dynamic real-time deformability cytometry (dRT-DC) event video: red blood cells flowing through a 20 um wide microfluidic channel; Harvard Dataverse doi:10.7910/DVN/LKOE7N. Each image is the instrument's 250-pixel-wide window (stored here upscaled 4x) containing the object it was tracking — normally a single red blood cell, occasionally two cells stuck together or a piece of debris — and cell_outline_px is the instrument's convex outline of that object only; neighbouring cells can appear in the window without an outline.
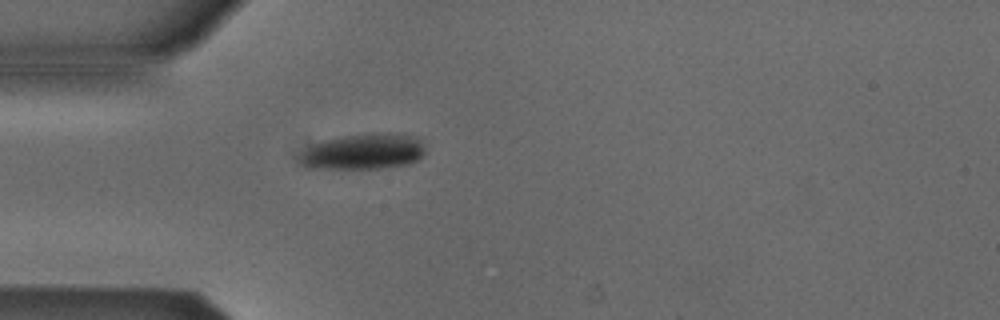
{"species": "Egyptian fruit bat (a non-hibernating species)", "species_latin": "Rousettus aegyptiacus", "temperature_condition": "cold", "stored_images_in_passage": 39, "camera_frame_rate_fps": 3000, "um_per_image_px": 0.085, "animal": {"sex": "male"}, "frame": {"image": 1, "passage_image": 1, "time_ms": 0.0, "image_size_px": [1000, 320], "cell_outline_px": [[424, 152], [416, 160], [408, 164], [380, 168], [308, 168], [296, 156], [312, 144], [324, 140], [344, 136], [372, 132], [380, 132], [416, 136], [420, 140], [424, 148]], "centroid_in_image_um": [30.87, 12.87], "position_along_channel_um": 54.1, "area_um2": 26.07}}
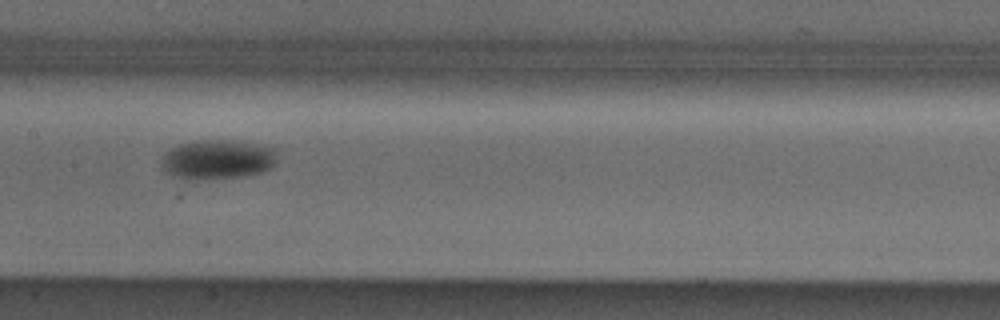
{"frame": {"image": 2, "passage_image": 12, "time_ms": 3.667, "image_size_px": [1000, 320], "cell_outline_px": [[276, 160], [272, 168], [260, 172], [240, 176], [200, 180], [188, 180], [172, 176], [164, 168], [164, 156], [172, 148], [180, 144], [200, 140], [240, 140], [276, 148]], "centroid_in_image_um": [18.55, 13.55], "position_along_channel_um": 188.8, "area_um2": 26.53}}
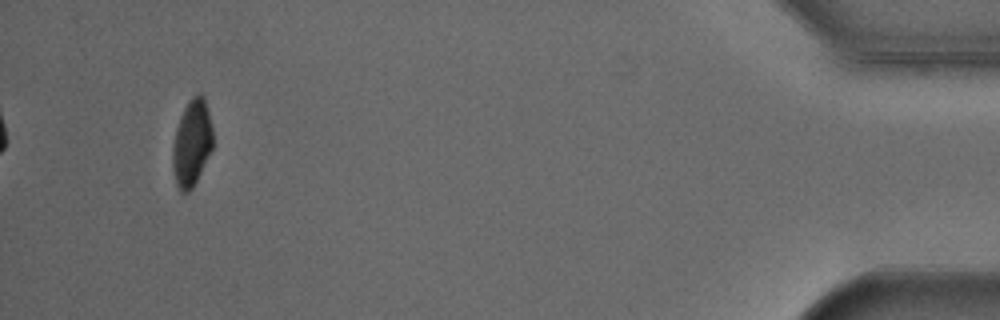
{"frame": {"image": 3, "passage_image": 36, "time_ms": 11.667, "image_size_px": [1000, 320], "cell_outline_px": [[212, 148], [192, 188], [188, 192], [180, 192], [176, 184], [172, 168], [172, 148], [176, 128], [180, 116], [188, 100], [196, 92], [200, 92], [204, 96], [212, 128]], "centroid_in_image_um": [16.28, 12.12], "position_along_channel_um": 418.9, "area_um2": 20.23}, "authors_computed_cell_mechanics": {"area_um2": 24.6806, "velocity_mm_per_s": 3.866, "shape_relaxation_time_tau1_ms": 2.119, "shape_relaxation_time_tau2_ms": null, "deformation_change_tau1": 0.097, "deformation_change_tau2": null}}